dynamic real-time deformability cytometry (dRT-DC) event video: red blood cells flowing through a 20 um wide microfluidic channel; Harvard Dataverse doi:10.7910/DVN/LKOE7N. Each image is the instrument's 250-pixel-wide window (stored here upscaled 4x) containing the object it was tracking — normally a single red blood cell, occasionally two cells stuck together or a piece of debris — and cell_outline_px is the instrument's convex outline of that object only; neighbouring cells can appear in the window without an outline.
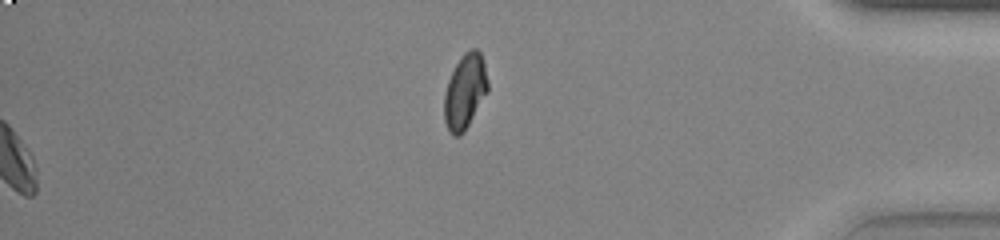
{"species": "common noctule bat (a hibernating species)", "species_latin": "Nyctalus noctula", "temperature_condition": "warm", "stored_images_in_passage": 50, "segment_of_instrument_passage": [2, 2], "camera_frame_rate_fps": 3000, "um_per_image_px": 0.085, "animal": {"sex": "female", "body_mass_g": 23.0, "forearm_length_mm": 53.4}, "frame": {"image": 1, "passage_image": 50, "time_ms": 16.333, "image_size_px": [1000, 240], "cell_outline_px": [[488, 92], [464, 132], [460, 136], [452, 136], [448, 132], [444, 120], [444, 92], [448, 80], [460, 56], [464, 52], [472, 48], [476, 48], [480, 52], [484, 64], [488, 80]], "centroid_in_image_um": [39.51, 7.79], "position_along_channel_um": 395.7, "area_um2": 19.25}}